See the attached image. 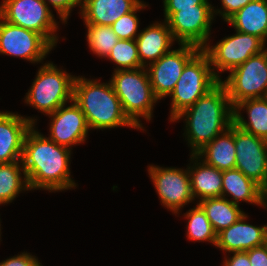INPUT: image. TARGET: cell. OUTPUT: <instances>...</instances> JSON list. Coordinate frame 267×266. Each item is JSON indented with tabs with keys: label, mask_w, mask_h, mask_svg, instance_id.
<instances>
[{
	"label": "cell",
	"mask_w": 267,
	"mask_h": 266,
	"mask_svg": "<svg viewBox=\"0 0 267 266\" xmlns=\"http://www.w3.org/2000/svg\"><path fill=\"white\" fill-rule=\"evenodd\" d=\"M27 132L22 155L23 169L31 189L62 191L76 187L70 177L71 150L34 129Z\"/></svg>",
	"instance_id": "obj_1"
},
{
	"label": "cell",
	"mask_w": 267,
	"mask_h": 266,
	"mask_svg": "<svg viewBox=\"0 0 267 266\" xmlns=\"http://www.w3.org/2000/svg\"><path fill=\"white\" fill-rule=\"evenodd\" d=\"M185 116V137L192 148L191 154H196L233 123V107L225 86L219 82L173 121Z\"/></svg>",
	"instance_id": "obj_2"
},
{
	"label": "cell",
	"mask_w": 267,
	"mask_h": 266,
	"mask_svg": "<svg viewBox=\"0 0 267 266\" xmlns=\"http://www.w3.org/2000/svg\"><path fill=\"white\" fill-rule=\"evenodd\" d=\"M73 100L84 113L89 128L110 129L119 126L137 128L125 115L121 101L109 83L77 77Z\"/></svg>",
	"instance_id": "obj_3"
},
{
	"label": "cell",
	"mask_w": 267,
	"mask_h": 266,
	"mask_svg": "<svg viewBox=\"0 0 267 266\" xmlns=\"http://www.w3.org/2000/svg\"><path fill=\"white\" fill-rule=\"evenodd\" d=\"M144 69L114 71L110 80L125 115L137 129L143 128L139 117L151 120L154 103L158 100L152 90L147 69Z\"/></svg>",
	"instance_id": "obj_4"
},
{
	"label": "cell",
	"mask_w": 267,
	"mask_h": 266,
	"mask_svg": "<svg viewBox=\"0 0 267 266\" xmlns=\"http://www.w3.org/2000/svg\"><path fill=\"white\" fill-rule=\"evenodd\" d=\"M220 80L211 67L208 56L200 50L184 67L172 93L171 115L173 121L183 110L215 87Z\"/></svg>",
	"instance_id": "obj_5"
},
{
	"label": "cell",
	"mask_w": 267,
	"mask_h": 266,
	"mask_svg": "<svg viewBox=\"0 0 267 266\" xmlns=\"http://www.w3.org/2000/svg\"><path fill=\"white\" fill-rule=\"evenodd\" d=\"M75 76L59 70L53 63L40 67L33 84L26 93L25 102L44 112L53 113L66 102H73Z\"/></svg>",
	"instance_id": "obj_6"
},
{
	"label": "cell",
	"mask_w": 267,
	"mask_h": 266,
	"mask_svg": "<svg viewBox=\"0 0 267 266\" xmlns=\"http://www.w3.org/2000/svg\"><path fill=\"white\" fill-rule=\"evenodd\" d=\"M220 82L226 88L232 107L246 99L267 97V50L248 58Z\"/></svg>",
	"instance_id": "obj_7"
},
{
	"label": "cell",
	"mask_w": 267,
	"mask_h": 266,
	"mask_svg": "<svg viewBox=\"0 0 267 266\" xmlns=\"http://www.w3.org/2000/svg\"><path fill=\"white\" fill-rule=\"evenodd\" d=\"M0 17L17 26L41 34L53 47L58 29L54 15L43 0H3Z\"/></svg>",
	"instance_id": "obj_8"
},
{
	"label": "cell",
	"mask_w": 267,
	"mask_h": 266,
	"mask_svg": "<svg viewBox=\"0 0 267 266\" xmlns=\"http://www.w3.org/2000/svg\"><path fill=\"white\" fill-rule=\"evenodd\" d=\"M212 5H194L178 8V12H164L173 38L179 44L194 45L202 49L209 39L214 20Z\"/></svg>",
	"instance_id": "obj_9"
},
{
	"label": "cell",
	"mask_w": 267,
	"mask_h": 266,
	"mask_svg": "<svg viewBox=\"0 0 267 266\" xmlns=\"http://www.w3.org/2000/svg\"><path fill=\"white\" fill-rule=\"evenodd\" d=\"M265 42L256 35L236 31V34L225 37L215 46L207 43L201 50L208 56L216 77L221 80L219 72L231 71L248 58L265 50Z\"/></svg>",
	"instance_id": "obj_10"
},
{
	"label": "cell",
	"mask_w": 267,
	"mask_h": 266,
	"mask_svg": "<svg viewBox=\"0 0 267 266\" xmlns=\"http://www.w3.org/2000/svg\"><path fill=\"white\" fill-rule=\"evenodd\" d=\"M53 46L39 33L11 24L0 17V54L41 62Z\"/></svg>",
	"instance_id": "obj_11"
},
{
	"label": "cell",
	"mask_w": 267,
	"mask_h": 266,
	"mask_svg": "<svg viewBox=\"0 0 267 266\" xmlns=\"http://www.w3.org/2000/svg\"><path fill=\"white\" fill-rule=\"evenodd\" d=\"M180 46L179 49L171 50L149 64L147 72L152 90L158 100L172 93L185 65L201 50L189 44H180Z\"/></svg>",
	"instance_id": "obj_12"
},
{
	"label": "cell",
	"mask_w": 267,
	"mask_h": 266,
	"mask_svg": "<svg viewBox=\"0 0 267 266\" xmlns=\"http://www.w3.org/2000/svg\"><path fill=\"white\" fill-rule=\"evenodd\" d=\"M235 168L267 189V140L256 137L235 125Z\"/></svg>",
	"instance_id": "obj_13"
},
{
	"label": "cell",
	"mask_w": 267,
	"mask_h": 266,
	"mask_svg": "<svg viewBox=\"0 0 267 266\" xmlns=\"http://www.w3.org/2000/svg\"><path fill=\"white\" fill-rule=\"evenodd\" d=\"M148 169L159 199L166 208L178 213L180 208L194 200L188 168L184 171L180 168H162L150 165Z\"/></svg>",
	"instance_id": "obj_14"
},
{
	"label": "cell",
	"mask_w": 267,
	"mask_h": 266,
	"mask_svg": "<svg viewBox=\"0 0 267 266\" xmlns=\"http://www.w3.org/2000/svg\"><path fill=\"white\" fill-rule=\"evenodd\" d=\"M49 117H52L48 137L50 140L69 149L70 146L84 143L90 128L84 113L74 100L68 107L60 106Z\"/></svg>",
	"instance_id": "obj_15"
},
{
	"label": "cell",
	"mask_w": 267,
	"mask_h": 266,
	"mask_svg": "<svg viewBox=\"0 0 267 266\" xmlns=\"http://www.w3.org/2000/svg\"><path fill=\"white\" fill-rule=\"evenodd\" d=\"M35 120L0 111V163L22 160L24 140Z\"/></svg>",
	"instance_id": "obj_16"
},
{
	"label": "cell",
	"mask_w": 267,
	"mask_h": 266,
	"mask_svg": "<svg viewBox=\"0 0 267 266\" xmlns=\"http://www.w3.org/2000/svg\"><path fill=\"white\" fill-rule=\"evenodd\" d=\"M244 214L230 227L217 234L215 246L226 252H239L261 246L266 243L267 225L256 227L247 224Z\"/></svg>",
	"instance_id": "obj_17"
},
{
	"label": "cell",
	"mask_w": 267,
	"mask_h": 266,
	"mask_svg": "<svg viewBox=\"0 0 267 266\" xmlns=\"http://www.w3.org/2000/svg\"><path fill=\"white\" fill-rule=\"evenodd\" d=\"M173 41L175 39L165 20L163 23H154L138 33L136 44L141 66L148 67L146 63L150 61L151 64L171 51Z\"/></svg>",
	"instance_id": "obj_18"
},
{
	"label": "cell",
	"mask_w": 267,
	"mask_h": 266,
	"mask_svg": "<svg viewBox=\"0 0 267 266\" xmlns=\"http://www.w3.org/2000/svg\"><path fill=\"white\" fill-rule=\"evenodd\" d=\"M141 0H82L81 15L85 24L111 26L133 11Z\"/></svg>",
	"instance_id": "obj_19"
},
{
	"label": "cell",
	"mask_w": 267,
	"mask_h": 266,
	"mask_svg": "<svg viewBox=\"0 0 267 266\" xmlns=\"http://www.w3.org/2000/svg\"><path fill=\"white\" fill-rule=\"evenodd\" d=\"M235 124L215 137L210 143L200 149L196 155L206 164L219 170H229L235 168Z\"/></svg>",
	"instance_id": "obj_20"
},
{
	"label": "cell",
	"mask_w": 267,
	"mask_h": 266,
	"mask_svg": "<svg viewBox=\"0 0 267 266\" xmlns=\"http://www.w3.org/2000/svg\"><path fill=\"white\" fill-rule=\"evenodd\" d=\"M227 193L232 197L230 201L237 205L239 201L265 205L264 190L236 168L222 171L221 197H225Z\"/></svg>",
	"instance_id": "obj_21"
},
{
	"label": "cell",
	"mask_w": 267,
	"mask_h": 266,
	"mask_svg": "<svg viewBox=\"0 0 267 266\" xmlns=\"http://www.w3.org/2000/svg\"><path fill=\"white\" fill-rule=\"evenodd\" d=\"M190 158L191 160L195 159V165L188 168L191 193L194 200L195 197L197 198L199 196L200 201L206 198L221 197L222 170L210 166L204 161H200L196 154H191ZM198 160L200 162H198Z\"/></svg>",
	"instance_id": "obj_22"
},
{
	"label": "cell",
	"mask_w": 267,
	"mask_h": 266,
	"mask_svg": "<svg viewBox=\"0 0 267 266\" xmlns=\"http://www.w3.org/2000/svg\"><path fill=\"white\" fill-rule=\"evenodd\" d=\"M226 22L236 31L256 35L266 43L267 0H253L241 8Z\"/></svg>",
	"instance_id": "obj_23"
},
{
	"label": "cell",
	"mask_w": 267,
	"mask_h": 266,
	"mask_svg": "<svg viewBox=\"0 0 267 266\" xmlns=\"http://www.w3.org/2000/svg\"><path fill=\"white\" fill-rule=\"evenodd\" d=\"M246 109L249 121L240 111ZM233 123L256 137L267 140V97L246 99L233 107Z\"/></svg>",
	"instance_id": "obj_24"
},
{
	"label": "cell",
	"mask_w": 267,
	"mask_h": 266,
	"mask_svg": "<svg viewBox=\"0 0 267 266\" xmlns=\"http://www.w3.org/2000/svg\"><path fill=\"white\" fill-rule=\"evenodd\" d=\"M205 211L214 231L218 234L230 227L245 213L226 197L206 198L198 203Z\"/></svg>",
	"instance_id": "obj_25"
},
{
	"label": "cell",
	"mask_w": 267,
	"mask_h": 266,
	"mask_svg": "<svg viewBox=\"0 0 267 266\" xmlns=\"http://www.w3.org/2000/svg\"><path fill=\"white\" fill-rule=\"evenodd\" d=\"M21 171L24 175L22 179ZM29 189L22 160L20 162L0 163V205L12 202L21 191Z\"/></svg>",
	"instance_id": "obj_26"
},
{
	"label": "cell",
	"mask_w": 267,
	"mask_h": 266,
	"mask_svg": "<svg viewBox=\"0 0 267 266\" xmlns=\"http://www.w3.org/2000/svg\"><path fill=\"white\" fill-rule=\"evenodd\" d=\"M187 218V237L192 241H209L216 244L217 233L214 231L205 211L197 204L196 207L186 212Z\"/></svg>",
	"instance_id": "obj_27"
},
{
	"label": "cell",
	"mask_w": 267,
	"mask_h": 266,
	"mask_svg": "<svg viewBox=\"0 0 267 266\" xmlns=\"http://www.w3.org/2000/svg\"><path fill=\"white\" fill-rule=\"evenodd\" d=\"M86 28L90 50L101 58H107L119 40L118 36L113 32L111 26L86 24Z\"/></svg>",
	"instance_id": "obj_28"
},
{
	"label": "cell",
	"mask_w": 267,
	"mask_h": 266,
	"mask_svg": "<svg viewBox=\"0 0 267 266\" xmlns=\"http://www.w3.org/2000/svg\"><path fill=\"white\" fill-rule=\"evenodd\" d=\"M107 58L115 62L116 65H119L114 71L132 70L142 67L136 40L119 39Z\"/></svg>",
	"instance_id": "obj_29"
},
{
	"label": "cell",
	"mask_w": 267,
	"mask_h": 266,
	"mask_svg": "<svg viewBox=\"0 0 267 266\" xmlns=\"http://www.w3.org/2000/svg\"><path fill=\"white\" fill-rule=\"evenodd\" d=\"M145 7L146 5L141 2L133 11L123 15L111 25L113 32L118 36L119 39L136 40V37L138 36L136 32L138 31L139 25L136 12Z\"/></svg>",
	"instance_id": "obj_30"
},
{
	"label": "cell",
	"mask_w": 267,
	"mask_h": 266,
	"mask_svg": "<svg viewBox=\"0 0 267 266\" xmlns=\"http://www.w3.org/2000/svg\"><path fill=\"white\" fill-rule=\"evenodd\" d=\"M47 5L48 2L55 8L57 14H59L60 19L67 22L68 16L71 13L72 8L82 6V0H43Z\"/></svg>",
	"instance_id": "obj_31"
},
{
	"label": "cell",
	"mask_w": 267,
	"mask_h": 266,
	"mask_svg": "<svg viewBox=\"0 0 267 266\" xmlns=\"http://www.w3.org/2000/svg\"><path fill=\"white\" fill-rule=\"evenodd\" d=\"M253 0H221L223 11L221 10H213L214 15L219 13L224 21H227L230 17H232L236 12H238L241 8L246 6L249 2Z\"/></svg>",
	"instance_id": "obj_32"
},
{
	"label": "cell",
	"mask_w": 267,
	"mask_h": 266,
	"mask_svg": "<svg viewBox=\"0 0 267 266\" xmlns=\"http://www.w3.org/2000/svg\"><path fill=\"white\" fill-rule=\"evenodd\" d=\"M0 266H43L38 261L36 256L30 255V253H22L17 256H13L8 258L2 262H0Z\"/></svg>",
	"instance_id": "obj_33"
},
{
	"label": "cell",
	"mask_w": 267,
	"mask_h": 266,
	"mask_svg": "<svg viewBox=\"0 0 267 266\" xmlns=\"http://www.w3.org/2000/svg\"><path fill=\"white\" fill-rule=\"evenodd\" d=\"M164 12H178V8L194 7V5H211L208 0H164Z\"/></svg>",
	"instance_id": "obj_34"
},
{
	"label": "cell",
	"mask_w": 267,
	"mask_h": 266,
	"mask_svg": "<svg viewBox=\"0 0 267 266\" xmlns=\"http://www.w3.org/2000/svg\"><path fill=\"white\" fill-rule=\"evenodd\" d=\"M251 266H267V244L246 250Z\"/></svg>",
	"instance_id": "obj_35"
},
{
	"label": "cell",
	"mask_w": 267,
	"mask_h": 266,
	"mask_svg": "<svg viewBox=\"0 0 267 266\" xmlns=\"http://www.w3.org/2000/svg\"><path fill=\"white\" fill-rule=\"evenodd\" d=\"M231 258H225L223 266H251L248 254L246 251L231 252Z\"/></svg>",
	"instance_id": "obj_36"
},
{
	"label": "cell",
	"mask_w": 267,
	"mask_h": 266,
	"mask_svg": "<svg viewBox=\"0 0 267 266\" xmlns=\"http://www.w3.org/2000/svg\"><path fill=\"white\" fill-rule=\"evenodd\" d=\"M264 202H267V189L264 190Z\"/></svg>",
	"instance_id": "obj_37"
}]
</instances>
